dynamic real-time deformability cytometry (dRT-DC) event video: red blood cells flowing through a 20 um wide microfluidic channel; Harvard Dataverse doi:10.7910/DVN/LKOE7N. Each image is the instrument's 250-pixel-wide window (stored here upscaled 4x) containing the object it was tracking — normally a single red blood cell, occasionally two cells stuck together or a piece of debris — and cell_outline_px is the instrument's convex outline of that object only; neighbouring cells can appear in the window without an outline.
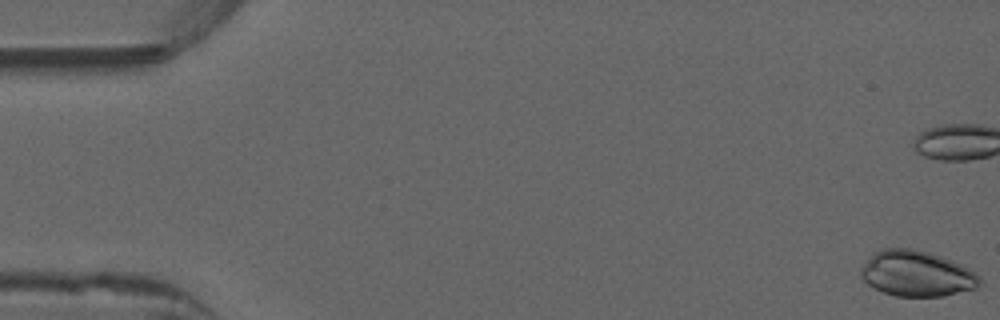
{"species": "common noctule bat (a hibernating species)", "species_latin": "Nyctalus noctula", "temperature_condition": "warm", "stored_images_in_passage": 40, "camera_frame_rate_fps": 3000, "um_per_image_px": 0.085, "animal": {"sex": "male", "forearm_length_mm": 52.5}, "frame": {"image": 1, "passage_image": 1, "time_ms": 0.0, "image_size_px": [1000, 320], "cell_outline_px": [[980, 284], [976, 288], [944, 296], [896, 296], [884, 292], [868, 284], [860, 276], [860, 272], [864, 264], [872, 252], [880, 248], [912, 248], [928, 252], [952, 260], [968, 268], [980, 276]], "centroid_in_image_um": [77.91, 23.24], "position_along_channel_um": 7.1, "area_um2": 31.56}}